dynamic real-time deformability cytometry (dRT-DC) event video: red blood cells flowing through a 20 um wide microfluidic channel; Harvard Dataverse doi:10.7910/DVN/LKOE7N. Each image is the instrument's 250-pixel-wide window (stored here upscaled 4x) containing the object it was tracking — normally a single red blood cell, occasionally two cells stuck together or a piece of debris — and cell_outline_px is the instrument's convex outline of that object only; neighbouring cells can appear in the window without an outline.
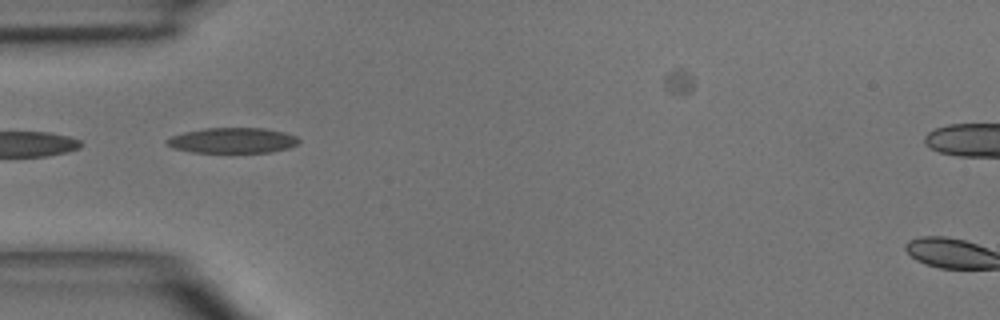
{"species": "common noctule bat (a hibernating species)", "species_latin": "Nyctalus noctula", "temperature_condition": "room temperature", "stored_images_in_passage": 4, "camera_frame_rate_fps": 3000, "um_per_image_px": 0.085, "animal": {"sex": "male", "body_mass_g": 15.6}, "frame": {"image": 1, "passage_image": 3, "time_ms": 2.333, "image_size_px": [1000, 320], "cell_outline_px": [[300, 140], [296, 144], [288, 148], [272, 152], [192, 152], [172, 148], [164, 144], [164, 140], [172, 136], [184, 132], [204, 128], [264, 128], [284, 132], [296, 136]], "centroid_in_image_um": [19.72, 11.93], "position_along_channel_um": 65.3, "area_um2": 19.59}}